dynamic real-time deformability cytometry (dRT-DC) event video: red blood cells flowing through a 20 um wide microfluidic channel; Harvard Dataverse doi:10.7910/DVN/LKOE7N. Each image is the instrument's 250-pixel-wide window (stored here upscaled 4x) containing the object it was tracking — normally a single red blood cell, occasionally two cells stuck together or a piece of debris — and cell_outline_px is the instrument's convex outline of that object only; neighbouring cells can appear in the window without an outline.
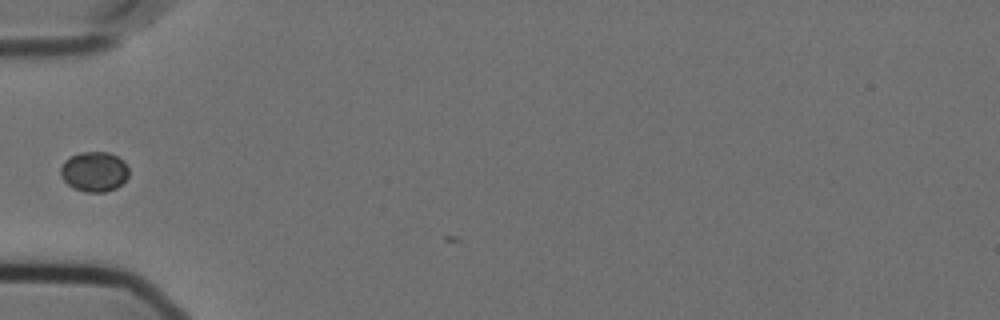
{"species": "Egyptian fruit bat (a non-hibernating species)", "species_latin": "Rousettus aegyptiacus", "temperature_condition": "cold", "stored_images_in_passage": 2, "camera_frame_rate_fps": 3000, "um_per_image_px": 0.085, "animal": {"sex": "female"}, "frame": {"image": 1, "passage_image": 1, "time_ms": 0.0, "image_size_px": [1000, 320], "cell_outline_px": [[128, 176], [116, 188], [104, 192], [84, 192], [72, 188], [60, 176], [60, 168], [64, 160], [80, 152], [108, 152], [124, 160], [128, 168]], "centroid_in_image_um": [7.99, 14.59], "position_along_channel_um": 77.0, "area_um2": 15.95}}